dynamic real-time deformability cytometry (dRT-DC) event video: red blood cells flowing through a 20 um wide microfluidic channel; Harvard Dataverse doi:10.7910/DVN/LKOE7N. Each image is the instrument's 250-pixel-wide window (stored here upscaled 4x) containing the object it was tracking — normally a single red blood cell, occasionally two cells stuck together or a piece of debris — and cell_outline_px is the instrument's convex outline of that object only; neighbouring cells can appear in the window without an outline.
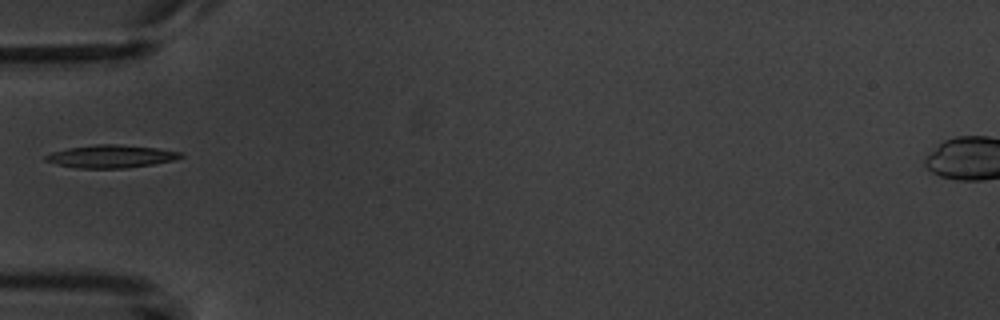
{"species": "common noctule bat (a hibernating species)", "species_latin": "Nyctalus noctula", "temperature_condition": "warm", "stored_images_in_passage": 4, "camera_frame_rate_fps": 3000, "um_per_image_px": 0.085, "animal": {"sex": "male", "body_mass_g": 20.1, "forearm_length_mm": 53.5}, "frame": {"image": 1, "passage_image": 3, "time_ms": 2.333, "image_size_px": [1000, 320], "cell_outline_px": [[184, 156], [176, 160], [152, 164], [124, 168], [76, 168], [56, 164], [44, 160], [44, 156], [52, 152], [68, 148], [96, 144], [116, 144], [156, 148], [184, 152]], "centroid_in_image_um": [9.45, 13.29], "position_along_channel_um": 75.5, "area_um2": 17.98}}